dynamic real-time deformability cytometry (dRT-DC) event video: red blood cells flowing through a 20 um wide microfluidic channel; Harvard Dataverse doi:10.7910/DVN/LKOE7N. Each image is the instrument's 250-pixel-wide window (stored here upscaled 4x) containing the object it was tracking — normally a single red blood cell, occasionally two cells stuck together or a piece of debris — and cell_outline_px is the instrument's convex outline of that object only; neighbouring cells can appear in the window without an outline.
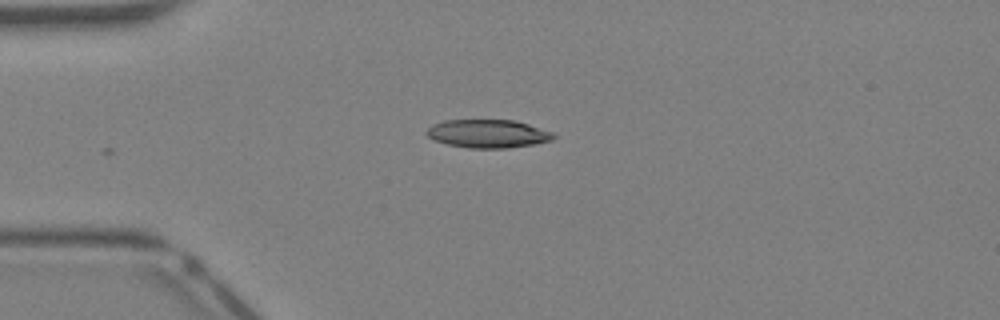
{"species": "Egyptian fruit bat (a non-hibernating species)", "species_latin": "Rousettus aegyptiacus", "temperature_condition": "warm", "stored_images_in_passage": 23, "camera_frame_rate_fps": 3000, "um_per_image_px": 0.085, "animal": {"sex": "female"}, "frame": {"image": 1, "passage_image": 1, "time_ms": 0.0, "image_size_px": [1000, 320], "cell_outline_px": [[556, 136], [552, 140], [536, 144], [508, 148], [468, 148], [448, 144], [436, 140], [428, 136], [424, 132], [432, 124], [444, 120], [516, 120], [552, 132]], "centroid_in_image_um": [41.48, 11.36], "position_along_channel_um": 43.5, "area_um2": 20.92}}
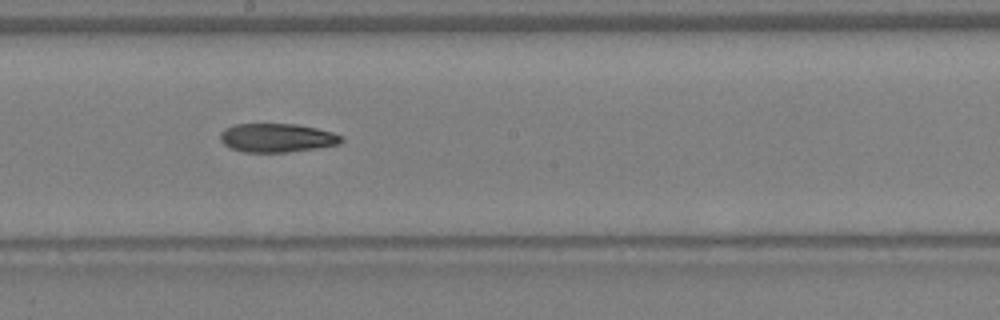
{"frame": {"image": 2, "passage_image": 13, "time_ms": 4.0, "image_size_px": [1000, 320], "cell_outline_px": [[344, 140], [340, 144], [316, 148], [288, 152], [244, 152], [232, 148], [224, 144], [220, 140], [220, 132], [236, 124], [296, 124], [316, 128], [332, 132], [344, 136]], "centroid_in_image_um": [23.58, 11.72], "position_along_channel_um": 224.6, "area_um2": 20.23}}
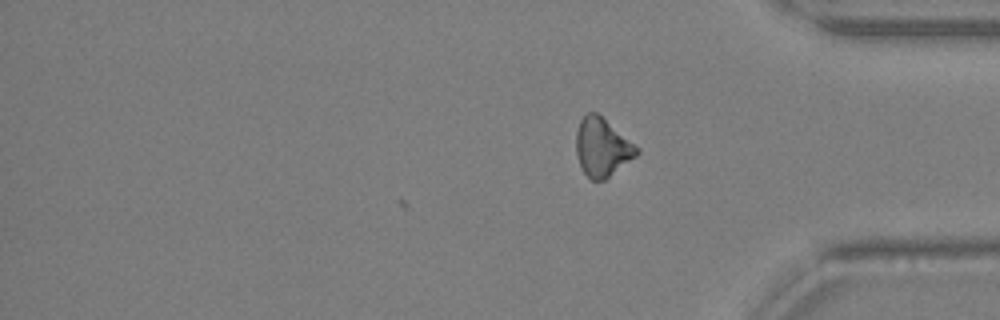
{"frame": {"image": 3, "passage_image": 23, "time_ms": 7.333, "image_size_px": [1000, 320], "cell_outline_px": [[640, 152], [636, 156], [604, 180], [592, 180], [584, 172], [580, 164], [576, 152], [576, 132], [580, 120], [588, 112], [596, 112], [640, 148]], "centroid_in_image_um": [51.18, 12.51], "position_along_channel_um": 384.0, "area_um2": 20.35}}